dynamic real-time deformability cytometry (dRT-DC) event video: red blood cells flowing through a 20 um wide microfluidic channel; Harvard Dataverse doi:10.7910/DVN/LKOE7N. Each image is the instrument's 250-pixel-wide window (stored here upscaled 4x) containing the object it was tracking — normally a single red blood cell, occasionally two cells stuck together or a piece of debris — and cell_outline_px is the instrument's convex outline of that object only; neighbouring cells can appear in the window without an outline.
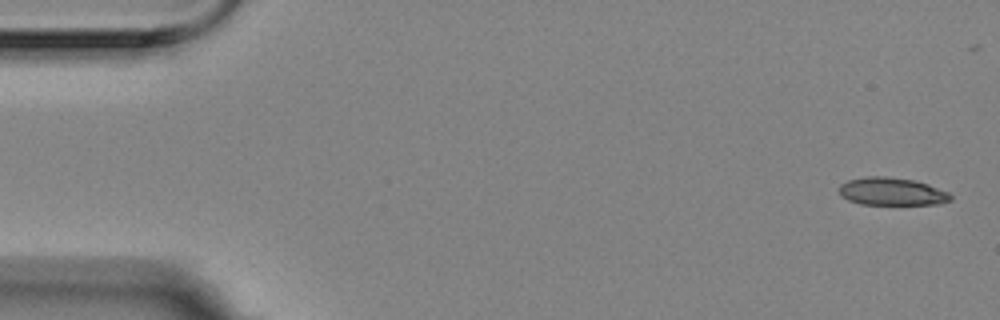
{"species": "Egyptian fruit bat (a non-hibernating species)", "species_latin": "Rousettus aegyptiacus", "temperature_condition": "room temperature", "stored_images_in_passage": 6, "camera_frame_rate_fps": 3000, "um_per_image_px": 0.085, "animal": {"sex": "female"}, "frame": {"image": 1, "passage_image": 1, "time_ms": 0.0, "image_size_px": [1000, 320], "cell_outline_px": [[952, 200], [940, 204], [860, 204], [848, 200], [840, 192], [840, 184], [848, 180], [864, 176], [884, 176], [912, 180], [928, 184], [948, 192], [952, 196]], "centroid_in_image_um": [75.82, 16.28], "position_along_channel_um": 9.2, "area_um2": 17.92}}